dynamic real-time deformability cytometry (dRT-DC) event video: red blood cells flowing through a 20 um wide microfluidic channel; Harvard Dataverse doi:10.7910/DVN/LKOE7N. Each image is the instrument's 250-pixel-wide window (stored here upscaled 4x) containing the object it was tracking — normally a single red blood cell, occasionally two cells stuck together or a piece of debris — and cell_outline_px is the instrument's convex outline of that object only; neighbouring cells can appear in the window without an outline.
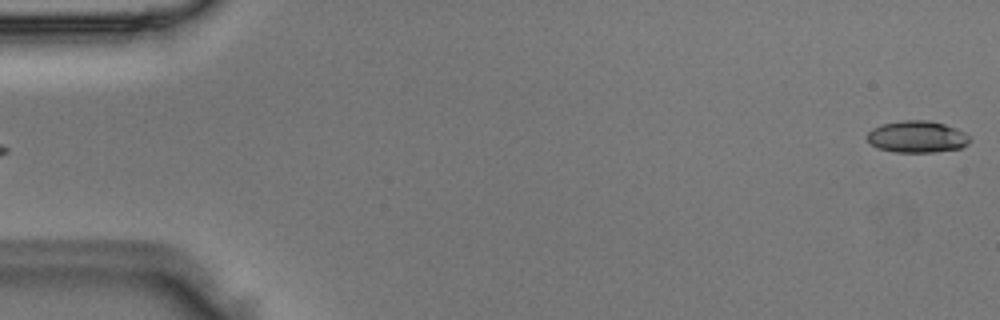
{"species": "Egyptian fruit bat (a non-hibernating species)", "species_latin": "Rousettus aegyptiacus", "temperature_condition": "room temperature", "stored_images_in_passage": 5, "segment_of_instrument_passage": [2, 2], "camera_frame_rate_fps": 3000, "um_per_image_px": 0.085, "animal": {"sex": "male"}, "frame": {"image": 1, "passage_image": 5, "time_ms": 1.333, "image_size_px": [1000, 320], "cell_outline_px": [[972, 140], [968, 144], [960, 148], [932, 152], [896, 152], [880, 148], [872, 144], [864, 136], [872, 128], [880, 124], [900, 120], [928, 120], [944, 124], [956, 128], [972, 136]], "centroid_in_image_um": [77.96, 11.61], "position_along_channel_um": 7.0, "area_um2": 19.19}}